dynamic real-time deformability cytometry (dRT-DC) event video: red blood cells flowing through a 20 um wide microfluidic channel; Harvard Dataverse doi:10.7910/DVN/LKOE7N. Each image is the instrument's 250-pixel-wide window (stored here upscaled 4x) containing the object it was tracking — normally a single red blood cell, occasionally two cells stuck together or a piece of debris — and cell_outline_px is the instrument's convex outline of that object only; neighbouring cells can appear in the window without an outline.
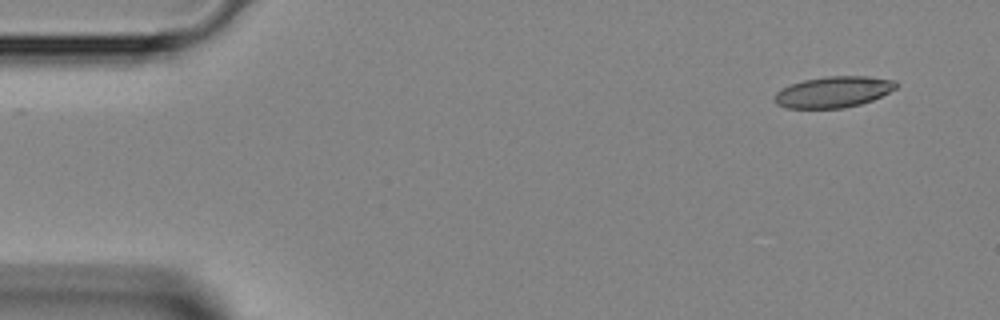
{"species": "Egyptian fruit bat (a non-hibernating species)", "species_latin": "Rousettus aegyptiacus", "temperature_condition": "room temperature", "stored_images_in_passage": 18, "camera_frame_rate_fps": 3000, "um_per_image_px": 0.085, "animal": {"sex": "female"}, "frame": {"image": 1, "passage_image": 1, "time_ms": 0.0, "image_size_px": [1000, 320], "cell_outline_px": [[896, 88], [872, 100], [860, 104], [844, 108], [784, 108], [776, 104], [776, 92], [792, 84], [804, 80], [824, 76], [868, 76], [896, 80]], "centroid_in_image_um": [70.85, 7.81], "position_along_channel_um": 14.2, "area_um2": 21.85}}
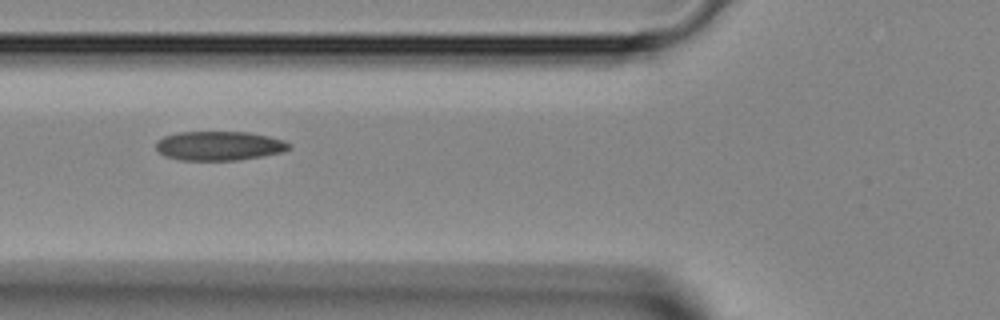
{"frame": {"image": 2, "passage_image": 14, "time_ms": 4.333, "image_size_px": [1000, 320], "cell_outline_px": [[292, 148], [284, 152], [240, 160], [180, 160], [164, 156], [156, 148], [156, 140], [164, 136], [180, 132], [248, 132], [268, 136], [284, 140], [292, 144]], "centroid_in_image_um": [18.66, 12.4], "position_along_channel_um": 107.1, "area_um2": 22.83}}
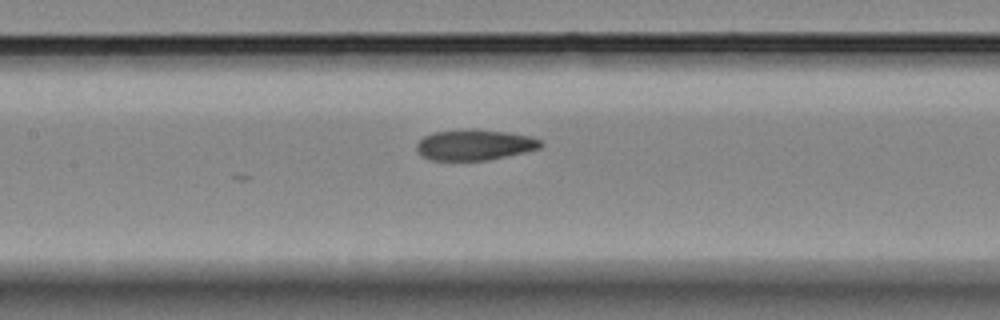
{"frame": {"image": 3, "passage_image": 18, "time_ms": 5.667, "image_size_px": [1000, 320], "cell_outline_px": [[544, 144], [540, 148], [524, 152], [488, 160], [428, 160], [420, 156], [416, 152], [416, 144], [424, 136], [436, 132], [472, 128], [504, 132], [532, 136], [540, 140]], "centroid_in_image_um": [40.31, 12.31], "position_along_channel_um": 167.1, "area_um2": 22.31}}